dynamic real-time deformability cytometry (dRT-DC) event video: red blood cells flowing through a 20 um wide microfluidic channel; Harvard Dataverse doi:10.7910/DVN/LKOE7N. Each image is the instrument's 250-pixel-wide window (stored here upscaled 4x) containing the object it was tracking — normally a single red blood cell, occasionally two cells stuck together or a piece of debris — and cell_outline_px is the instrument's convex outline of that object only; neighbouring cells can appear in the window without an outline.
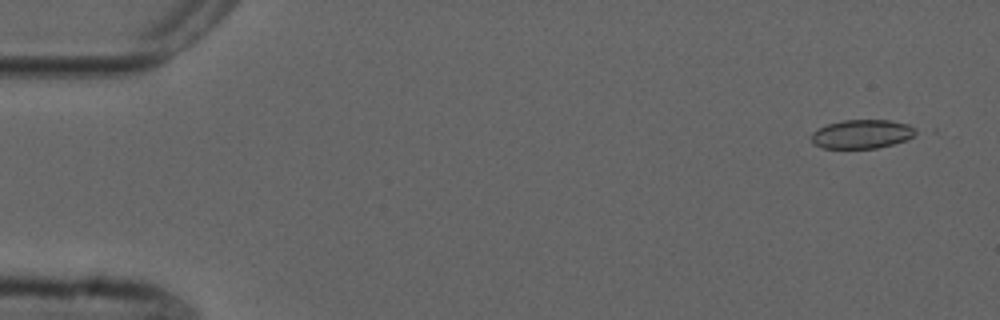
{"species": "common noctule bat (a hibernating species)", "species_latin": "Nyctalus noctula", "temperature_condition": "cold", "stored_images_in_passage": 16, "camera_frame_rate_fps": 3000, "um_per_image_px": 0.085, "animal": {"sex": "male", "forearm_length_mm": 52.5}, "frame": {"image": 1, "passage_image": 2, "time_ms": 0.333, "image_size_px": [1000, 320], "cell_outline_px": [[920, 132], [904, 140], [892, 144], [876, 148], [824, 148], [812, 144], [808, 136], [816, 128], [828, 124], [844, 120], [888, 120], [908, 124], [916, 128]], "centroid_in_image_um": [73.21, 11.39], "position_along_channel_um": 11.8, "area_um2": 17.74}}
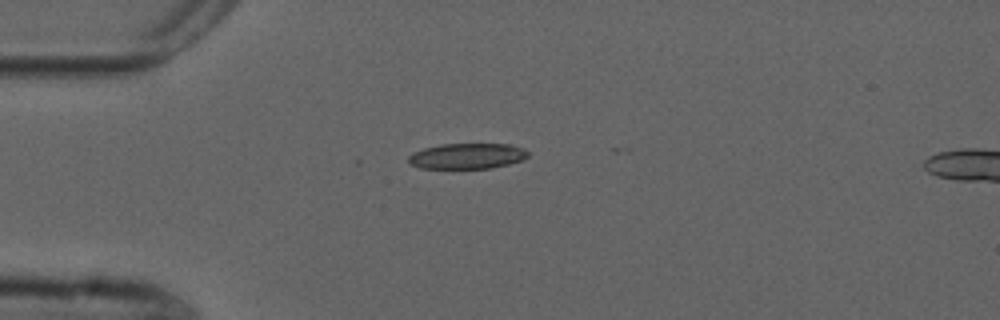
{"frame": {"image": 2, "passage_image": 13, "time_ms": 4.0, "image_size_px": [1000, 320], "cell_outline_px": [[528, 156], [524, 160], [492, 168], [420, 168], [412, 164], [408, 160], [408, 156], [412, 152], [424, 148], [440, 144], [508, 144], [524, 148], [528, 152]], "centroid_in_image_um": [39.72, 13.26], "position_along_channel_um": 45.3, "area_um2": 17.86}}